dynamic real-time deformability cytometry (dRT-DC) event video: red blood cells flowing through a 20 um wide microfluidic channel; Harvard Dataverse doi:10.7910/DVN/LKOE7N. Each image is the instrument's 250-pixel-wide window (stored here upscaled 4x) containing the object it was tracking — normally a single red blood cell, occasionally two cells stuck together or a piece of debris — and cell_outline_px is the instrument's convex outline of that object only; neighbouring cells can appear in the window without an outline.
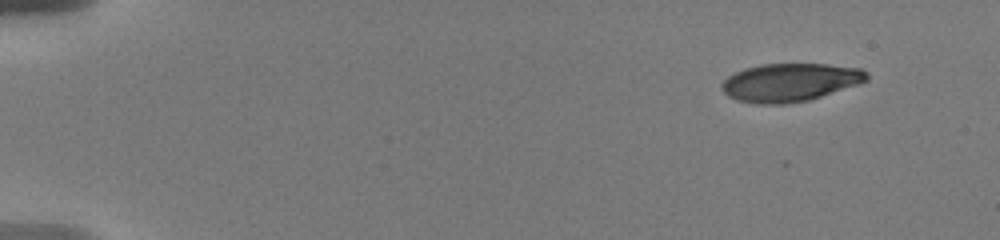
{"species": "human", "species_latin": "Homo sapiens", "temperature_condition": "warm", "stored_images_in_passage": 49, "camera_frame_rate_fps": 3000, "um_per_image_px": 0.085, "donor": {"sex": "male"}, "frame": {"image": 1, "passage_image": 1, "time_ms": 0.0, "image_size_px": [1000, 240], "cell_outline_px": [[868, 80], [860, 84], [808, 100], [784, 104], [756, 104], [736, 100], [728, 96], [720, 88], [720, 84], [728, 76], [744, 68], [760, 64], [828, 64], [860, 68], [868, 72]], "centroid_in_image_um": [67.14, 7.0], "position_along_channel_um": 17.9, "area_um2": 32.43}}
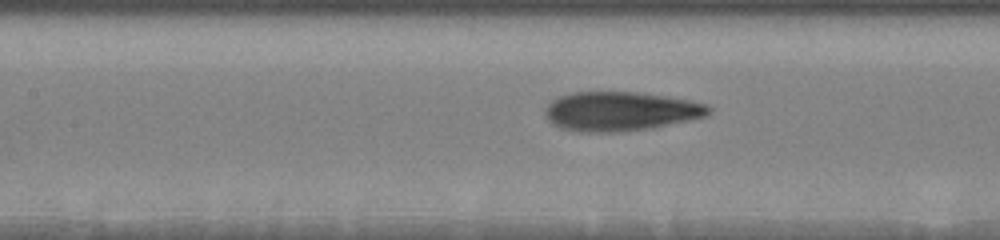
{"frame": {"image": 2, "passage_image": 23, "time_ms": 7.333, "image_size_px": [1000, 240], "cell_outline_px": [[712, 112], [708, 116], [688, 120], [644, 128], [612, 132], [580, 132], [560, 128], [552, 124], [548, 120], [548, 104], [552, 100], [560, 96], [572, 92], [640, 92], [688, 100], [708, 104], [712, 108]], "centroid_in_image_um": [52.76, 9.45], "position_along_channel_um": 154.6, "area_um2": 36.88}}
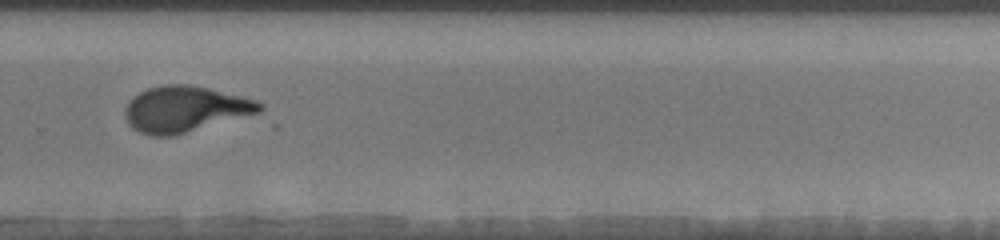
{"frame": {"image": 3, "passage_image": 44, "time_ms": 11.667, "image_size_px": [1000, 240], "cell_outline_px": [[264, 116], [172, 136], [152, 136], [140, 132], [132, 128], [128, 124], [124, 116], [124, 108], [128, 100], [132, 96], [148, 88], [164, 84], [188, 84], [208, 88], [256, 100], [264, 104]], "centroid_in_image_um": [15.87, 9.31], "position_along_channel_um": 313.9, "area_um2": 37.74}}